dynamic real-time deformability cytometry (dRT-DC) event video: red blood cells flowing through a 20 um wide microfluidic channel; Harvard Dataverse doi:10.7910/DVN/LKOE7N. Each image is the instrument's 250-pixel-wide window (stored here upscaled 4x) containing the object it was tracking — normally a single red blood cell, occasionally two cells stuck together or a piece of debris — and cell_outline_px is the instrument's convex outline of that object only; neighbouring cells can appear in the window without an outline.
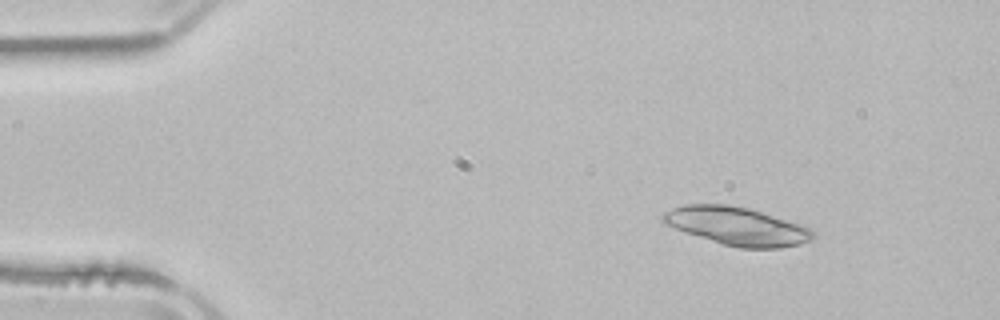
{"species": "common noctule bat (a hibernating species)", "species_latin": "Nyctalus noctula", "temperature_condition": "room temperature", "stored_images_in_passage": 4, "segment_of_instrument_passage": [1, 2], "camera_frame_rate_fps": 3000, "um_per_image_px": 0.085, "animal": {"sex": "male", "body_mass_g": 21.5, "forearm_length_mm": 52.0}, "frame": {"image": 1, "passage_image": 2, "time_ms": 1.333, "image_size_px": [1000, 320], "cell_outline_px": [[816, 236], [812, 240], [800, 244], [780, 248], [740, 248], [724, 244], [684, 232], [664, 224], [660, 220], [660, 216], [664, 212], [672, 208], [684, 204], [728, 204], [748, 208], [812, 228], [816, 232]], "centroid_in_image_um": [62.63, 19.22], "position_along_channel_um": 22.4, "area_um2": 33.41}}